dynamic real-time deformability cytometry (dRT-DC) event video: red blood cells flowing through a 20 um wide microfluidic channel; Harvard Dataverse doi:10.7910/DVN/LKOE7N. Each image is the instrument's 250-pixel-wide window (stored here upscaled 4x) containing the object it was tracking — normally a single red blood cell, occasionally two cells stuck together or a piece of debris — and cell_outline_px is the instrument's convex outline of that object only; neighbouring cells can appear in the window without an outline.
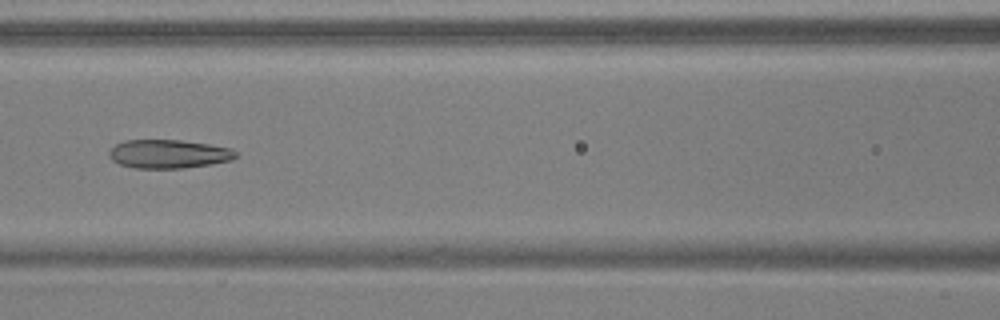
{"species": "common noctule bat (a hibernating species)", "species_latin": "Nyctalus noctula", "temperature_condition": "warm", "stored_images_in_passage": 49, "camera_frame_rate_fps": 3000, "um_per_image_px": 0.085, "animal": {"sex": "male", "body_mass_g": 17.9, "forearm_length_mm": 54.2}, "frame": {"image": 1, "passage_image": 20, "time_ms": 6.333, "image_size_px": [1000, 320], "cell_outline_px": [[236, 156], [232, 160], [212, 164], [184, 168], [136, 168], [120, 164], [112, 160], [108, 156], [108, 152], [116, 144], [124, 140], [180, 140], [208, 144], [228, 148], [236, 152]], "centroid_in_image_um": [14.3, 13.09], "position_along_channel_um": 152.3, "area_um2": 21.04}}
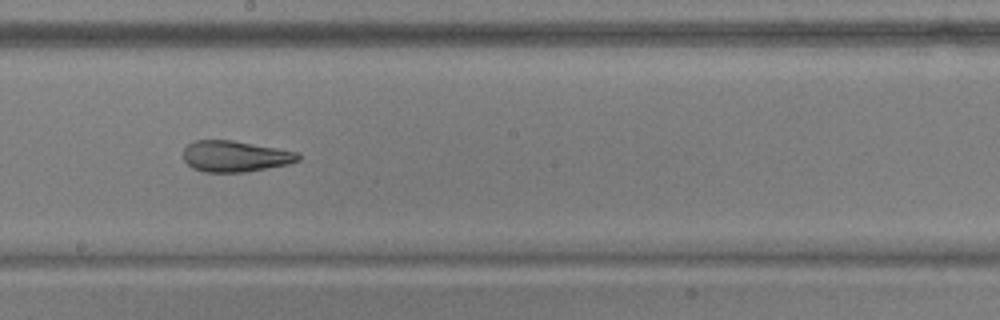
{"frame": {"image": 2, "passage_image": 26, "time_ms": 8.333, "image_size_px": [1000, 320], "cell_outline_px": [[300, 160], [288, 164], [248, 172], [204, 172], [192, 168], [184, 160], [184, 148], [188, 144], [196, 140], [232, 140], [300, 152]], "centroid_in_image_um": [20.01, 13.29], "position_along_channel_um": 228.2, "area_um2": 20.92}}
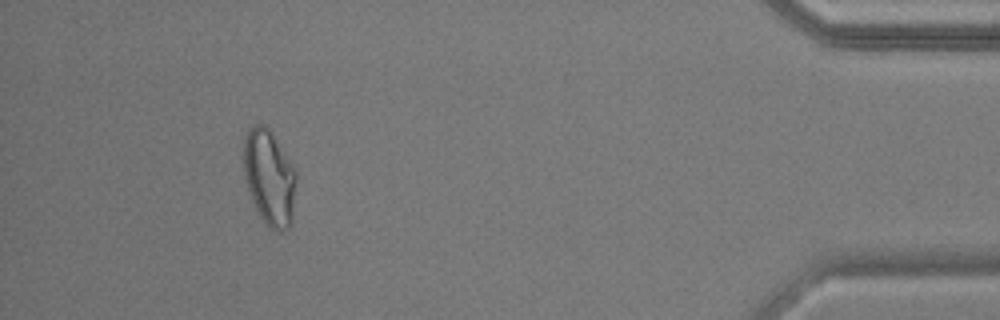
{"frame": {"image": 3, "passage_image": 45, "time_ms": 14.667, "image_size_px": [1000, 320], "cell_outline_px": [[296, 180], [292, 224], [288, 228], [280, 232], [276, 232], [260, 216], [252, 200], [244, 176], [244, 136], [248, 128], [252, 124], [264, 124], [268, 128], [296, 168]], "centroid_in_image_um": [22.91, 15.07], "position_along_channel_um": 412.3, "area_um2": 29.36}, "authors_computed_cell_mechanics": {"area_um2": 24.5072, "velocity_mm_per_s": 3.8086, "shape_relaxation_time_tau1_ms": null, "shape_relaxation_time_tau2_ms": 2.7561, "deformation_change_tau1": null, "deformation_change_tau2": 0.1089}}